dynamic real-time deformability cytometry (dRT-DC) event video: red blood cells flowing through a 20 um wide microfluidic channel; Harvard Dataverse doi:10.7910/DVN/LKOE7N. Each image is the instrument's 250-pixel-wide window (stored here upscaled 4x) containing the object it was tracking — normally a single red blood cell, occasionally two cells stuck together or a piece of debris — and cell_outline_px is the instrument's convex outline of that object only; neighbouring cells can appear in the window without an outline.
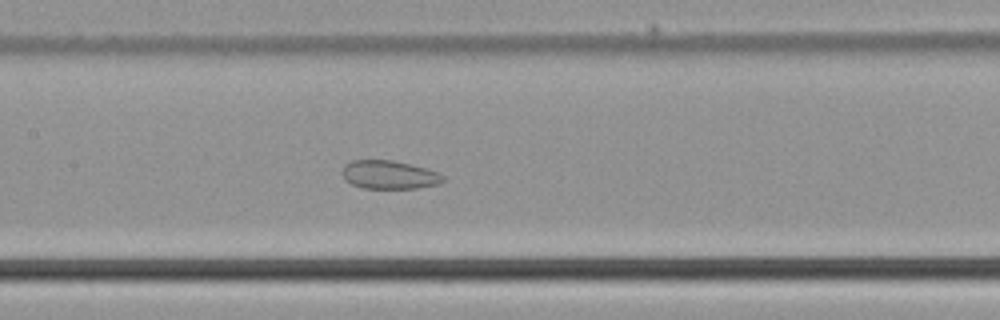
{"species": "common noctule bat (a hibernating species)", "species_latin": "Nyctalus noctula", "temperature_condition": "cold", "stored_images_in_passage": 52, "camera_frame_rate_fps": 3000, "um_per_image_px": 0.085, "animal": {"sex": "male", "body_mass_g": 21.5, "forearm_length_mm": 52.0}, "frame": {"image": 1, "passage_image": 26, "time_ms": 8.333, "image_size_px": [1000, 320], "cell_outline_px": [[444, 180], [440, 184], [416, 188], [364, 188], [352, 184], [344, 180], [340, 172], [344, 164], [352, 160], [392, 160], [424, 168], [436, 172], [444, 176]], "centroid_in_image_um": [33.02, 14.85], "position_along_channel_um": 174.4, "area_um2": 16.7}}
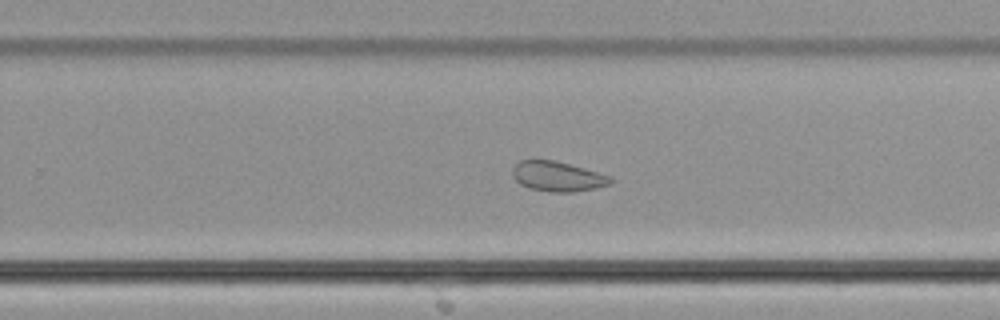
{"frame": {"image": 2, "passage_image": 34, "time_ms": 11.0, "image_size_px": [1000, 320], "cell_outline_px": [[612, 184], [596, 188], [576, 192], [548, 192], [528, 188], [520, 184], [512, 176], [512, 168], [520, 160], [552, 160], [568, 164], [612, 176]], "centroid_in_image_um": [47.39, 15.01], "position_along_channel_um": 282.4, "area_um2": 17.17}}
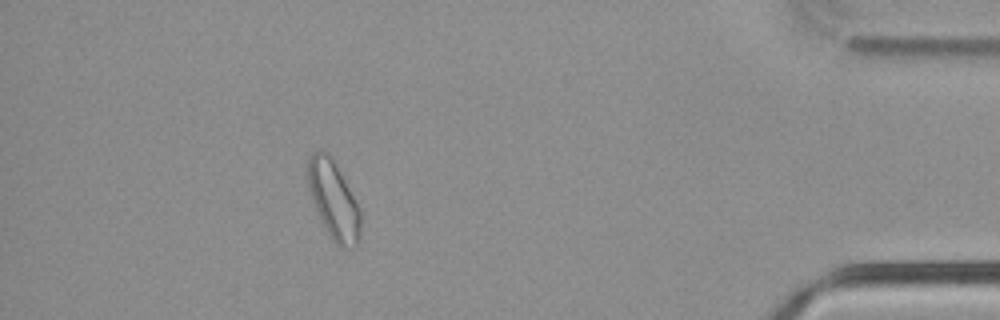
{"frame": {"image": 3, "passage_image": 47, "time_ms": 15.333, "image_size_px": [1000, 320], "cell_outline_px": [[360, 236], [356, 248], [340, 248], [332, 240], [312, 200], [304, 172], [308, 156], [312, 152], [320, 148], [328, 152], [332, 156], [360, 208]], "centroid_in_image_um": [28.32, 16.93], "position_along_channel_um": 406.9, "area_um2": 24.51}}